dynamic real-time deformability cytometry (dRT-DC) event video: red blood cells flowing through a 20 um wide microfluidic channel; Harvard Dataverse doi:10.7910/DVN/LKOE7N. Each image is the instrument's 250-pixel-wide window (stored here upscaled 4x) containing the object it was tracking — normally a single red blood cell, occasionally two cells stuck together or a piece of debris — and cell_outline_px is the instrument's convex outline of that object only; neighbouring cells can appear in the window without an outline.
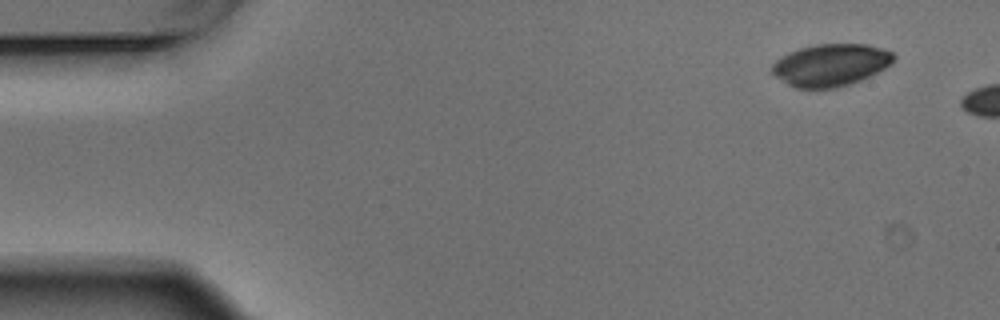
{"species": "Egyptian fruit bat (a non-hibernating species)", "species_latin": "Rousettus aegyptiacus", "temperature_condition": "warm", "stored_images_in_passage": 6, "camera_frame_rate_fps": 3000, "um_per_image_px": 0.085, "animal": {"sex": "male"}, "frame": {"image": 1, "passage_image": 6, "time_ms": 1.667, "image_size_px": [1000, 320], "cell_outline_px": [[896, 56], [892, 64], [860, 80], [836, 88], [796, 88], [788, 84], [776, 76], [772, 72], [772, 64], [776, 60], [788, 52], [812, 44], [868, 44], [884, 48], [892, 52]], "centroid_in_image_um": [70.62, 5.5], "position_along_channel_um": 14.4, "area_um2": 29.88}}